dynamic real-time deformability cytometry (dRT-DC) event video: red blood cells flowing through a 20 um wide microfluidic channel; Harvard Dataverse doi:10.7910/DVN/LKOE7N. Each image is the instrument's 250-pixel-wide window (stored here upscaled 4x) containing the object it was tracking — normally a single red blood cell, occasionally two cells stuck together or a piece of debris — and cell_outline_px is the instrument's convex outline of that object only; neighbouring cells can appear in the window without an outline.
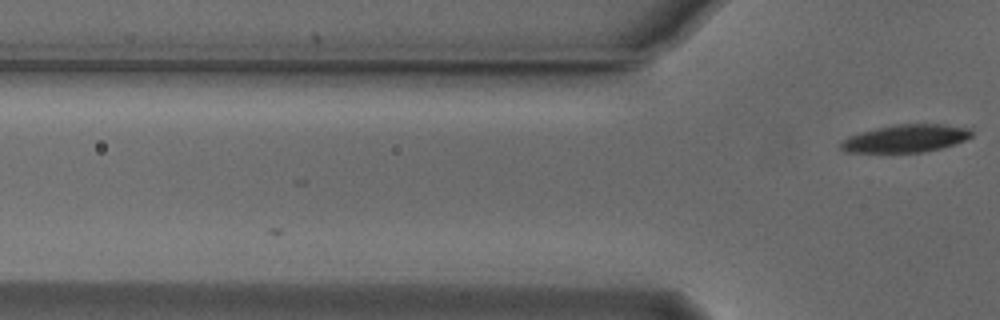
{"species": "Egyptian fruit bat (a non-hibernating species)", "species_latin": "Rousettus aegyptiacus", "temperature_condition": "cold", "stored_images_in_passage": 3, "camera_frame_rate_fps": 3000, "um_per_image_px": 0.085, "animal": {"sex": "male"}, "frame": {"image": 1, "passage_image": 3, "time_ms": 0.667, "image_size_px": [1000, 320], "cell_outline_px": [[972, 136], [964, 140], [940, 148], [924, 152], [844, 152], [840, 148], [840, 144], [848, 136], [860, 132], [876, 128], [896, 124], [940, 124], [968, 128], [972, 132]], "centroid_in_image_um": [76.95, 11.77], "position_along_channel_um": 48.9, "area_um2": 20.87}}